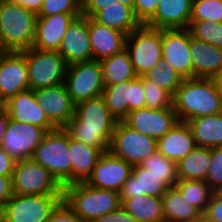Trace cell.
I'll list each match as a JSON object with an SVG mask.
<instances>
[{
	"instance_id": "1",
	"label": "cell",
	"mask_w": 222,
	"mask_h": 222,
	"mask_svg": "<svg viewBox=\"0 0 222 222\" xmlns=\"http://www.w3.org/2000/svg\"><path fill=\"white\" fill-rule=\"evenodd\" d=\"M118 121L109 112L102 96L75 105V115L65 129L74 140L107 152Z\"/></svg>"
},
{
	"instance_id": "2",
	"label": "cell",
	"mask_w": 222,
	"mask_h": 222,
	"mask_svg": "<svg viewBox=\"0 0 222 222\" xmlns=\"http://www.w3.org/2000/svg\"><path fill=\"white\" fill-rule=\"evenodd\" d=\"M173 109L181 122L219 114L222 112V94L212 78L184 79L173 96Z\"/></svg>"
},
{
	"instance_id": "3",
	"label": "cell",
	"mask_w": 222,
	"mask_h": 222,
	"mask_svg": "<svg viewBox=\"0 0 222 222\" xmlns=\"http://www.w3.org/2000/svg\"><path fill=\"white\" fill-rule=\"evenodd\" d=\"M63 201L86 222H93L121 206L119 192L98 189L85 182L64 186Z\"/></svg>"
},
{
	"instance_id": "4",
	"label": "cell",
	"mask_w": 222,
	"mask_h": 222,
	"mask_svg": "<svg viewBox=\"0 0 222 222\" xmlns=\"http://www.w3.org/2000/svg\"><path fill=\"white\" fill-rule=\"evenodd\" d=\"M37 14L8 0H0V44L6 51L32 48Z\"/></svg>"
},
{
	"instance_id": "5",
	"label": "cell",
	"mask_w": 222,
	"mask_h": 222,
	"mask_svg": "<svg viewBox=\"0 0 222 222\" xmlns=\"http://www.w3.org/2000/svg\"><path fill=\"white\" fill-rule=\"evenodd\" d=\"M32 158L48 170L63 187L71 184L69 133L65 128L46 132Z\"/></svg>"
},
{
	"instance_id": "6",
	"label": "cell",
	"mask_w": 222,
	"mask_h": 222,
	"mask_svg": "<svg viewBox=\"0 0 222 222\" xmlns=\"http://www.w3.org/2000/svg\"><path fill=\"white\" fill-rule=\"evenodd\" d=\"M125 50L137 77L145 75L162 62L161 29L140 24L126 36Z\"/></svg>"
},
{
	"instance_id": "7",
	"label": "cell",
	"mask_w": 222,
	"mask_h": 222,
	"mask_svg": "<svg viewBox=\"0 0 222 222\" xmlns=\"http://www.w3.org/2000/svg\"><path fill=\"white\" fill-rule=\"evenodd\" d=\"M11 182L16 195H63V186L32 157L16 161Z\"/></svg>"
},
{
	"instance_id": "8",
	"label": "cell",
	"mask_w": 222,
	"mask_h": 222,
	"mask_svg": "<svg viewBox=\"0 0 222 222\" xmlns=\"http://www.w3.org/2000/svg\"><path fill=\"white\" fill-rule=\"evenodd\" d=\"M63 195H16L3 205V222H46Z\"/></svg>"
},
{
	"instance_id": "9",
	"label": "cell",
	"mask_w": 222,
	"mask_h": 222,
	"mask_svg": "<svg viewBox=\"0 0 222 222\" xmlns=\"http://www.w3.org/2000/svg\"><path fill=\"white\" fill-rule=\"evenodd\" d=\"M31 90L64 83L67 64L58 51L25 50Z\"/></svg>"
},
{
	"instance_id": "10",
	"label": "cell",
	"mask_w": 222,
	"mask_h": 222,
	"mask_svg": "<svg viewBox=\"0 0 222 222\" xmlns=\"http://www.w3.org/2000/svg\"><path fill=\"white\" fill-rule=\"evenodd\" d=\"M108 150L132 166L140 165L149 155L157 151V140L119 121Z\"/></svg>"
},
{
	"instance_id": "11",
	"label": "cell",
	"mask_w": 222,
	"mask_h": 222,
	"mask_svg": "<svg viewBox=\"0 0 222 222\" xmlns=\"http://www.w3.org/2000/svg\"><path fill=\"white\" fill-rule=\"evenodd\" d=\"M64 85L76 105L102 95V67L100 61L74 63L67 66Z\"/></svg>"
},
{
	"instance_id": "12",
	"label": "cell",
	"mask_w": 222,
	"mask_h": 222,
	"mask_svg": "<svg viewBox=\"0 0 222 222\" xmlns=\"http://www.w3.org/2000/svg\"><path fill=\"white\" fill-rule=\"evenodd\" d=\"M101 96L116 121H123L129 112L145 107L143 76L104 87Z\"/></svg>"
},
{
	"instance_id": "13",
	"label": "cell",
	"mask_w": 222,
	"mask_h": 222,
	"mask_svg": "<svg viewBox=\"0 0 222 222\" xmlns=\"http://www.w3.org/2000/svg\"><path fill=\"white\" fill-rule=\"evenodd\" d=\"M45 134L46 131L39 126L9 118L0 146L15 161H20L32 157Z\"/></svg>"
},
{
	"instance_id": "14",
	"label": "cell",
	"mask_w": 222,
	"mask_h": 222,
	"mask_svg": "<svg viewBox=\"0 0 222 222\" xmlns=\"http://www.w3.org/2000/svg\"><path fill=\"white\" fill-rule=\"evenodd\" d=\"M30 89L25 50L6 51L0 58V104Z\"/></svg>"
},
{
	"instance_id": "15",
	"label": "cell",
	"mask_w": 222,
	"mask_h": 222,
	"mask_svg": "<svg viewBox=\"0 0 222 222\" xmlns=\"http://www.w3.org/2000/svg\"><path fill=\"white\" fill-rule=\"evenodd\" d=\"M162 62L171 64L184 79L192 78L190 31L161 29Z\"/></svg>"
},
{
	"instance_id": "16",
	"label": "cell",
	"mask_w": 222,
	"mask_h": 222,
	"mask_svg": "<svg viewBox=\"0 0 222 222\" xmlns=\"http://www.w3.org/2000/svg\"><path fill=\"white\" fill-rule=\"evenodd\" d=\"M33 91L36 102L48 120L56 128H65L75 115V104L64 83Z\"/></svg>"
},
{
	"instance_id": "17",
	"label": "cell",
	"mask_w": 222,
	"mask_h": 222,
	"mask_svg": "<svg viewBox=\"0 0 222 222\" xmlns=\"http://www.w3.org/2000/svg\"><path fill=\"white\" fill-rule=\"evenodd\" d=\"M132 168V165L108 150L100 155L85 183L98 189L120 192L124 182L132 174Z\"/></svg>"
},
{
	"instance_id": "18",
	"label": "cell",
	"mask_w": 222,
	"mask_h": 222,
	"mask_svg": "<svg viewBox=\"0 0 222 222\" xmlns=\"http://www.w3.org/2000/svg\"><path fill=\"white\" fill-rule=\"evenodd\" d=\"M174 109L140 108L128 113L123 122L138 132L155 140L165 135L178 123Z\"/></svg>"
},
{
	"instance_id": "19",
	"label": "cell",
	"mask_w": 222,
	"mask_h": 222,
	"mask_svg": "<svg viewBox=\"0 0 222 222\" xmlns=\"http://www.w3.org/2000/svg\"><path fill=\"white\" fill-rule=\"evenodd\" d=\"M58 53L67 65L92 60V49L88 31V17H76L63 36Z\"/></svg>"
},
{
	"instance_id": "20",
	"label": "cell",
	"mask_w": 222,
	"mask_h": 222,
	"mask_svg": "<svg viewBox=\"0 0 222 222\" xmlns=\"http://www.w3.org/2000/svg\"><path fill=\"white\" fill-rule=\"evenodd\" d=\"M82 14L59 13L37 17L35 38L32 48L45 51H58L69 25Z\"/></svg>"
},
{
	"instance_id": "21",
	"label": "cell",
	"mask_w": 222,
	"mask_h": 222,
	"mask_svg": "<svg viewBox=\"0 0 222 222\" xmlns=\"http://www.w3.org/2000/svg\"><path fill=\"white\" fill-rule=\"evenodd\" d=\"M11 120L30 123L43 128L46 132L56 129L40 108L31 89L19 92L2 105Z\"/></svg>"
},
{
	"instance_id": "22",
	"label": "cell",
	"mask_w": 222,
	"mask_h": 222,
	"mask_svg": "<svg viewBox=\"0 0 222 222\" xmlns=\"http://www.w3.org/2000/svg\"><path fill=\"white\" fill-rule=\"evenodd\" d=\"M171 186L165 181V176H156L148 169L135 165L132 174L124 182L119 192L120 199H131L140 195L162 197Z\"/></svg>"
},
{
	"instance_id": "23",
	"label": "cell",
	"mask_w": 222,
	"mask_h": 222,
	"mask_svg": "<svg viewBox=\"0 0 222 222\" xmlns=\"http://www.w3.org/2000/svg\"><path fill=\"white\" fill-rule=\"evenodd\" d=\"M193 0H159L155 14L145 23L157 29H187Z\"/></svg>"
},
{
	"instance_id": "24",
	"label": "cell",
	"mask_w": 222,
	"mask_h": 222,
	"mask_svg": "<svg viewBox=\"0 0 222 222\" xmlns=\"http://www.w3.org/2000/svg\"><path fill=\"white\" fill-rule=\"evenodd\" d=\"M88 31L92 49V60L100 61L125 49L126 34L100 24L92 17H88Z\"/></svg>"
},
{
	"instance_id": "25",
	"label": "cell",
	"mask_w": 222,
	"mask_h": 222,
	"mask_svg": "<svg viewBox=\"0 0 222 222\" xmlns=\"http://www.w3.org/2000/svg\"><path fill=\"white\" fill-rule=\"evenodd\" d=\"M192 78H213L222 69V48L196 39L190 33Z\"/></svg>"
},
{
	"instance_id": "26",
	"label": "cell",
	"mask_w": 222,
	"mask_h": 222,
	"mask_svg": "<svg viewBox=\"0 0 222 222\" xmlns=\"http://www.w3.org/2000/svg\"><path fill=\"white\" fill-rule=\"evenodd\" d=\"M196 146L189 125L181 121L157 140V151L175 162L184 158Z\"/></svg>"
},
{
	"instance_id": "27",
	"label": "cell",
	"mask_w": 222,
	"mask_h": 222,
	"mask_svg": "<svg viewBox=\"0 0 222 222\" xmlns=\"http://www.w3.org/2000/svg\"><path fill=\"white\" fill-rule=\"evenodd\" d=\"M69 151L71 155V184L85 182L91 175L102 152L91 145L74 140L69 134Z\"/></svg>"
},
{
	"instance_id": "28",
	"label": "cell",
	"mask_w": 222,
	"mask_h": 222,
	"mask_svg": "<svg viewBox=\"0 0 222 222\" xmlns=\"http://www.w3.org/2000/svg\"><path fill=\"white\" fill-rule=\"evenodd\" d=\"M197 146L222 147V112L200 116L186 122Z\"/></svg>"
},
{
	"instance_id": "29",
	"label": "cell",
	"mask_w": 222,
	"mask_h": 222,
	"mask_svg": "<svg viewBox=\"0 0 222 222\" xmlns=\"http://www.w3.org/2000/svg\"><path fill=\"white\" fill-rule=\"evenodd\" d=\"M161 198L165 222H193L203 217L195 206L183 198L175 186L167 190Z\"/></svg>"
},
{
	"instance_id": "30",
	"label": "cell",
	"mask_w": 222,
	"mask_h": 222,
	"mask_svg": "<svg viewBox=\"0 0 222 222\" xmlns=\"http://www.w3.org/2000/svg\"><path fill=\"white\" fill-rule=\"evenodd\" d=\"M92 18L98 23L117 29L126 35H129L141 24L136 19L133 9L118 1L110 6H105Z\"/></svg>"
},
{
	"instance_id": "31",
	"label": "cell",
	"mask_w": 222,
	"mask_h": 222,
	"mask_svg": "<svg viewBox=\"0 0 222 222\" xmlns=\"http://www.w3.org/2000/svg\"><path fill=\"white\" fill-rule=\"evenodd\" d=\"M211 163V148L196 146L177 162L178 179L205 181Z\"/></svg>"
},
{
	"instance_id": "32",
	"label": "cell",
	"mask_w": 222,
	"mask_h": 222,
	"mask_svg": "<svg viewBox=\"0 0 222 222\" xmlns=\"http://www.w3.org/2000/svg\"><path fill=\"white\" fill-rule=\"evenodd\" d=\"M102 67V84L104 87L116 85L137 77L128 52L123 49L110 57L100 60Z\"/></svg>"
},
{
	"instance_id": "33",
	"label": "cell",
	"mask_w": 222,
	"mask_h": 222,
	"mask_svg": "<svg viewBox=\"0 0 222 222\" xmlns=\"http://www.w3.org/2000/svg\"><path fill=\"white\" fill-rule=\"evenodd\" d=\"M120 200L121 206L137 222H165L161 197L140 195L131 199Z\"/></svg>"
},
{
	"instance_id": "34",
	"label": "cell",
	"mask_w": 222,
	"mask_h": 222,
	"mask_svg": "<svg viewBox=\"0 0 222 222\" xmlns=\"http://www.w3.org/2000/svg\"><path fill=\"white\" fill-rule=\"evenodd\" d=\"M175 187L184 199L204 214L214 192L206 181L178 179Z\"/></svg>"
},
{
	"instance_id": "35",
	"label": "cell",
	"mask_w": 222,
	"mask_h": 222,
	"mask_svg": "<svg viewBox=\"0 0 222 222\" xmlns=\"http://www.w3.org/2000/svg\"><path fill=\"white\" fill-rule=\"evenodd\" d=\"M143 77L157 87L167 91L172 97L184 80L171 64L164 62L156 64L149 72L143 75Z\"/></svg>"
},
{
	"instance_id": "36",
	"label": "cell",
	"mask_w": 222,
	"mask_h": 222,
	"mask_svg": "<svg viewBox=\"0 0 222 222\" xmlns=\"http://www.w3.org/2000/svg\"><path fill=\"white\" fill-rule=\"evenodd\" d=\"M140 166L148 169L156 176H165V181L171 186H175L178 181L177 162L167 159L162 153L156 151L149 155L140 163Z\"/></svg>"
},
{
	"instance_id": "37",
	"label": "cell",
	"mask_w": 222,
	"mask_h": 222,
	"mask_svg": "<svg viewBox=\"0 0 222 222\" xmlns=\"http://www.w3.org/2000/svg\"><path fill=\"white\" fill-rule=\"evenodd\" d=\"M187 29L192 37L222 48V23L211 19L190 21Z\"/></svg>"
},
{
	"instance_id": "38",
	"label": "cell",
	"mask_w": 222,
	"mask_h": 222,
	"mask_svg": "<svg viewBox=\"0 0 222 222\" xmlns=\"http://www.w3.org/2000/svg\"><path fill=\"white\" fill-rule=\"evenodd\" d=\"M209 19L222 23V0H193L190 21Z\"/></svg>"
},
{
	"instance_id": "39",
	"label": "cell",
	"mask_w": 222,
	"mask_h": 222,
	"mask_svg": "<svg viewBox=\"0 0 222 222\" xmlns=\"http://www.w3.org/2000/svg\"><path fill=\"white\" fill-rule=\"evenodd\" d=\"M145 107L149 109H173V97L143 77Z\"/></svg>"
},
{
	"instance_id": "40",
	"label": "cell",
	"mask_w": 222,
	"mask_h": 222,
	"mask_svg": "<svg viewBox=\"0 0 222 222\" xmlns=\"http://www.w3.org/2000/svg\"><path fill=\"white\" fill-rule=\"evenodd\" d=\"M59 13L82 14V0H44L37 17Z\"/></svg>"
},
{
	"instance_id": "41",
	"label": "cell",
	"mask_w": 222,
	"mask_h": 222,
	"mask_svg": "<svg viewBox=\"0 0 222 222\" xmlns=\"http://www.w3.org/2000/svg\"><path fill=\"white\" fill-rule=\"evenodd\" d=\"M205 181L214 191L222 186V147L211 148V163Z\"/></svg>"
},
{
	"instance_id": "42",
	"label": "cell",
	"mask_w": 222,
	"mask_h": 222,
	"mask_svg": "<svg viewBox=\"0 0 222 222\" xmlns=\"http://www.w3.org/2000/svg\"><path fill=\"white\" fill-rule=\"evenodd\" d=\"M159 4V0H135L133 12L136 19L145 24L154 14Z\"/></svg>"
},
{
	"instance_id": "43",
	"label": "cell",
	"mask_w": 222,
	"mask_h": 222,
	"mask_svg": "<svg viewBox=\"0 0 222 222\" xmlns=\"http://www.w3.org/2000/svg\"><path fill=\"white\" fill-rule=\"evenodd\" d=\"M203 217L208 222H222V194L214 191Z\"/></svg>"
},
{
	"instance_id": "44",
	"label": "cell",
	"mask_w": 222,
	"mask_h": 222,
	"mask_svg": "<svg viewBox=\"0 0 222 222\" xmlns=\"http://www.w3.org/2000/svg\"><path fill=\"white\" fill-rule=\"evenodd\" d=\"M46 222H86L62 201Z\"/></svg>"
},
{
	"instance_id": "45",
	"label": "cell",
	"mask_w": 222,
	"mask_h": 222,
	"mask_svg": "<svg viewBox=\"0 0 222 222\" xmlns=\"http://www.w3.org/2000/svg\"><path fill=\"white\" fill-rule=\"evenodd\" d=\"M115 0H82V15L93 17L98 11L116 3Z\"/></svg>"
},
{
	"instance_id": "46",
	"label": "cell",
	"mask_w": 222,
	"mask_h": 222,
	"mask_svg": "<svg viewBox=\"0 0 222 222\" xmlns=\"http://www.w3.org/2000/svg\"><path fill=\"white\" fill-rule=\"evenodd\" d=\"M93 222H137L122 206L109 214L103 215Z\"/></svg>"
},
{
	"instance_id": "47",
	"label": "cell",
	"mask_w": 222,
	"mask_h": 222,
	"mask_svg": "<svg viewBox=\"0 0 222 222\" xmlns=\"http://www.w3.org/2000/svg\"><path fill=\"white\" fill-rule=\"evenodd\" d=\"M16 161L0 146V176L12 177Z\"/></svg>"
},
{
	"instance_id": "48",
	"label": "cell",
	"mask_w": 222,
	"mask_h": 222,
	"mask_svg": "<svg viewBox=\"0 0 222 222\" xmlns=\"http://www.w3.org/2000/svg\"><path fill=\"white\" fill-rule=\"evenodd\" d=\"M12 195L11 177L0 176V204L3 206Z\"/></svg>"
},
{
	"instance_id": "49",
	"label": "cell",
	"mask_w": 222,
	"mask_h": 222,
	"mask_svg": "<svg viewBox=\"0 0 222 222\" xmlns=\"http://www.w3.org/2000/svg\"><path fill=\"white\" fill-rule=\"evenodd\" d=\"M11 3L16 5H21L27 10L33 11L38 14L41 10L42 4L44 0H8Z\"/></svg>"
},
{
	"instance_id": "50",
	"label": "cell",
	"mask_w": 222,
	"mask_h": 222,
	"mask_svg": "<svg viewBox=\"0 0 222 222\" xmlns=\"http://www.w3.org/2000/svg\"><path fill=\"white\" fill-rule=\"evenodd\" d=\"M8 120H9V115H8L7 110L3 106H1L0 107V142L6 132Z\"/></svg>"
},
{
	"instance_id": "51",
	"label": "cell",
	"mask_w": 222,
	"mask_h": 222,
	"mask_svg": "<svg viewBox=\"0 0 222 222\" xmlns=\"http://www.w3.org/2000/svg\"><path fill=\"white\" fill-rule=\"evenodd\" d=\"M212 79L219 92L222 94V69Z\"/></svg>"
},
{
	"instance_id": "52",
	"label": "cell",
	"mask_w": 222,
	"mask_h": 222,
	"mask_svg": "<svg viewBox=\"0 0 222 222\" xmlns=\"http://www.w3.org/2000/svg\"><path fill=\"white\" fill-rule=\"evenodd\" d=\"M115 1H118V2H120L122 4H125V5H127V6H129V7H131L133 9L134 1L135 0H115Z\"/></svg>"
},
{
	"instance_id": "53",
	"label": "cell",
	"mask_w": 222,
	"mask_h": 222,
	"mask_svg": "<svg viewBox=\"0 0 222 222\" xmlns=\"http://www.w3.org/2000/svg\"><path fill=\"white\" fill-rule=\"evenodd\" d=\"M0 222H3V206L0 204Z\"/></svg>"
},
{
	"instance_id": "54",
	"label": "cell",
	"mask_w": 222,
	"mask_h": 222,
	"mask_svg": "<svg viewBox=\"0 0 222 222\" xmlns=\"http://www.w3.org/2000/svg\"><path fill=\"white\" fill-rule=\"evenodd\" d=\"M6 52V50L1 46L0 44V58L2 57V55Z\"/></svg>"
},
{
	"instance_id": "55",
	"label": "cell",
	"mask_w": 222,
	"mask_h": 222,
	"mask_svg": "<svg viewBox=\"0 0 222 222\" xmlns=\"http://www.w3.org/2000/svg\"><path fill=\"white\" fill-rule=\"evenodd\" d=\"M193 222H208V221L204 217H202L199 220Z\"/></svg>"
},
{
	"instance_id": "56",
	"label": "cell",
	"mask_w": 222,
	"mask_h": 222,
	"mask_svg": "<svg viewBox=\"0 0 222 222\" xmlns=\"http://www.w3.org/2000/svg\"><path fill=\"white\" fill-rule=\"evenodd\" d=\"M218 192L222 194V186L219 188Z\"/></svg>"
}]
</instances>
